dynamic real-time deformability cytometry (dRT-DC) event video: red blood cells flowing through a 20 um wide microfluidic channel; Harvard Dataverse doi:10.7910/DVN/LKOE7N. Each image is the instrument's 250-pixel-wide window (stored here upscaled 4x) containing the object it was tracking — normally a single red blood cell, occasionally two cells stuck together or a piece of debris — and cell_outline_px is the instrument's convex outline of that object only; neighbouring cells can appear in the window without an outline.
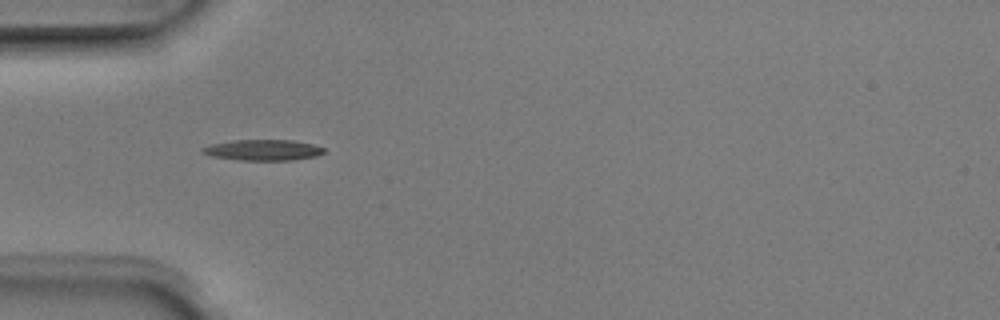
{"species": "Egyptian fruit bat (a non-hibernating species)", "species_latin": "Rousettus aegyptiacus", "temperature_condition": "room temperature", "stored_images_in_passage": 6, "camera_frame_rate_fps": 3000, "um_per_image_px": 0.085, "animal": {"sex": "male"}, "frame": {"image": 1, "passage_image": 5, "time_ms": 1.333, "image_size_px": [1000, 320], "cell_outline_px": [[324, 152], [316, 156], [288, 160], [240, 160], [212, 156], [200, 152], [200, 148], [212, 144], [236, 140], [292, 140], [312, 144], [324, 148]], "centroid_in_image_um": [22.33, 12.75], "position_along_channel_um": 62.7, "area_um2": 14.57}}
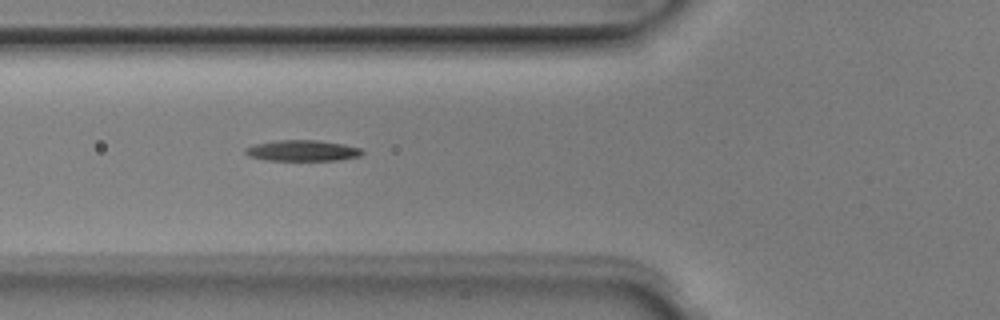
{"frame": {"image": 2, "passage_image": 6, "time_ms": 1.667, "image_size_px": [1000, 320], "cell_outline_px": [[364, 152], [360, 156], [340, 160], [264, 160], [248, 156], [244, 152], [244, 148], [256, 144], [276, 140], [316, 140], [344, 144], [360, 148]], "centroid_in_image_um": [25.69, 12.8], "position_along_channel_um": 100.1, "area_um2": 14.28}}